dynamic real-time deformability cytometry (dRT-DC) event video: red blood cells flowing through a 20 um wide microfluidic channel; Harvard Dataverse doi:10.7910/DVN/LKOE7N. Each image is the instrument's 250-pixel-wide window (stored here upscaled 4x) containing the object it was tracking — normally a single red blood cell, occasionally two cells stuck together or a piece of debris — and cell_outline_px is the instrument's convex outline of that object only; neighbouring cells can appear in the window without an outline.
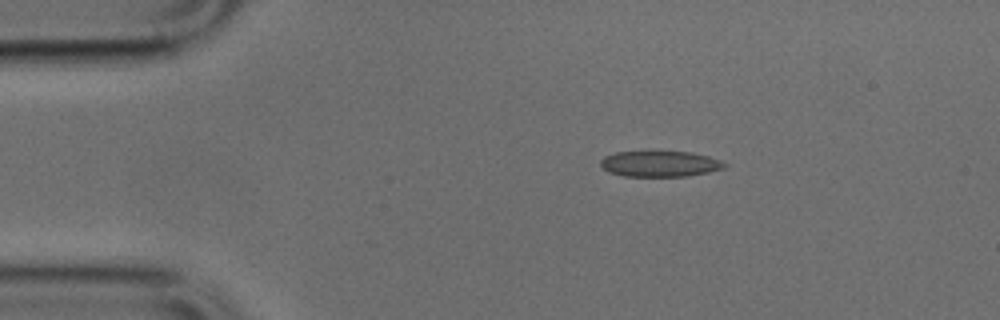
{"species": "common noctule bat (a hibernating species)", "species_latin": "Nyctalus noctula", "temperature_condition": "cold", "stored_images_in_passage": 42, "camera_frame_rate_fps": 3000, "um_per_image_px": 0.085, "animal": {"sex": "male", "body_mass_g": 17.9, "forearm_length_mm": 54.2}, "frame": {"image": 1, "passage_image": 1, "time_ms": 0.0, "image_size_px": [1000, 320], "cell_outline_px": [[728, 164], [724, 168], [708, 172], [688, 176], [624, 176], [608, 172], [600, 164], [600, 160], [604, 156], [616, 152], [692, 152], [708, 156], [720, 160]], "centroid_in_image_um": [56.1, 13.93], "position_along_channel_um": 28.9, "area_um2": 18.55}}
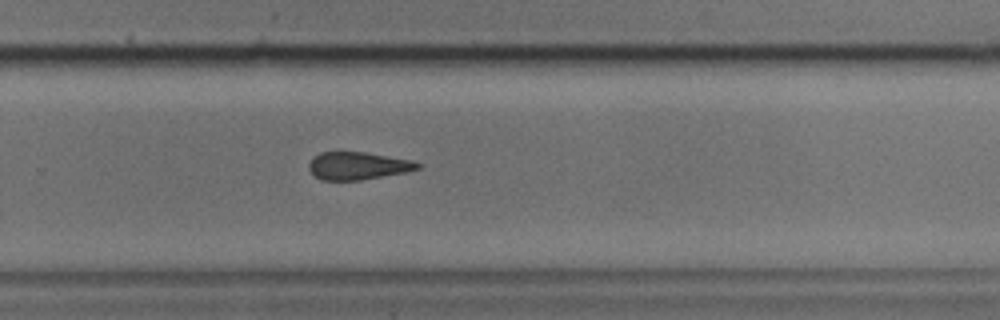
{"frame": {"image": 2, "passage_image": 25, "time_ms": 8.0, "image_size_px": [1000, 320], "cell_outline_px": [[424, 164], [420, 168], [404, 172], [360, 180], [320, 180], [308, 168], [308, 164], [320, 152], [364, 152], [408, 160]], "centroid_in_image_um": [30.4, 14.1], "position_along_channel_um": 299.4, "area_um2": 17.17}}
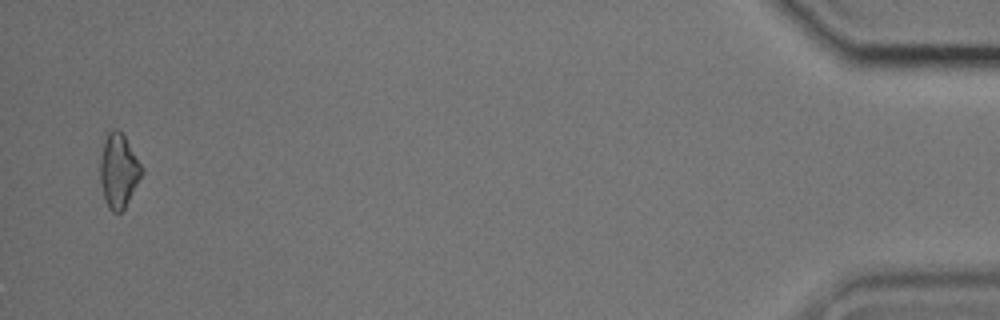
{"frame": {"image": 3, "passage_image": 41, "time_ms": 13.333, "image_size_px": [1000, 320], "cell_outline_px": [[144, 172], [124, 208], [120, 212], [112, 212], [108, 208], [104, 200], [100, 180], [100, 160], [104, 140], [108, 132], [112, 128], [116, 128], [124, 136], [144, 168]], "centroid_in_image_um": [10.08, 14.52], "position_along_channel_um": 425.1, "area_um2": 17.92}}